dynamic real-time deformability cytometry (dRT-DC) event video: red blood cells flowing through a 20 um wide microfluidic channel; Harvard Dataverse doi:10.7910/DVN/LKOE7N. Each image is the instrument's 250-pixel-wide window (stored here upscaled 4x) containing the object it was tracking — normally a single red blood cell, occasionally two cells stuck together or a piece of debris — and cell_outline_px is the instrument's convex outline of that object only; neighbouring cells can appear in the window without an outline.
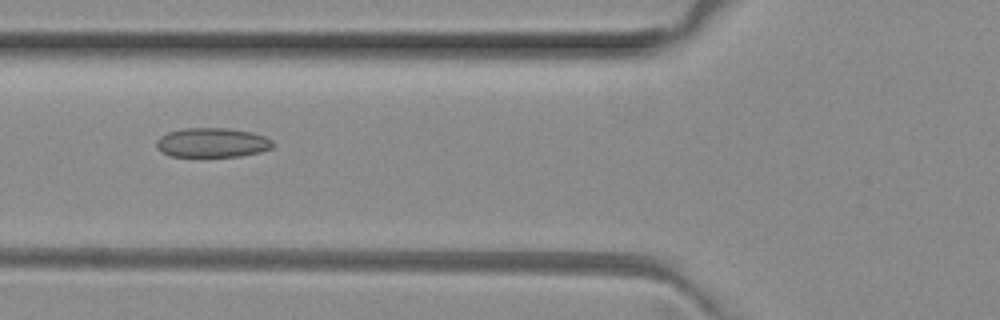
{"species": "common noctule bat (a hibernating species)", "species_latin": "Nyctalus noctula", "temperature_condition": "room temperature", "stored_images_in_passage": 6, "camera_frame_rate_fps": 3000, "um_per_image_px": 0.085, "animal": {"sex": "female", "body_mass_g": 29.2, "forearm_length_mm": 56.3}, "frame": {"image": 1, "passage_image": 6, "time_ms": 1.667, "image_size_px": [1000, 320], "cell_outline_px": [[276, 144], [272, 148], [260, 152], [240, 156], [168, 156], [156, 144], [156, 140], [160, 136], [168, 132], [184, 128], [228, 128], [252, 132], [264, 136], [272, 140]], "centroid_in_image_um": [18.08, 12.11], "position_along_channel_um": 107.7, "area_um2": 19.94}}